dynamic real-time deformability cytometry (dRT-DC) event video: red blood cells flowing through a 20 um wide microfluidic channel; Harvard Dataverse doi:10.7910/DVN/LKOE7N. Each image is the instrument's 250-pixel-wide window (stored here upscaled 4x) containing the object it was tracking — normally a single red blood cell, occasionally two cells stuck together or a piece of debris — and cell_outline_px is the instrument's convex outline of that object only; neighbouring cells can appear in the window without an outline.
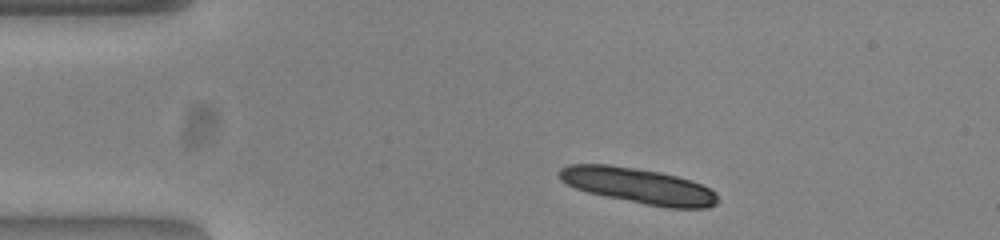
{"species": "common noctule bat (a hibernating species)", "species_latin": "Nyctalus noctula", "temperature_condition": "warm", "stored_images_in_passage": 18, "camera_frame_rate_fps": 3000, "um_per_image_px": 0.085, "animal": {"sex": "female", "body_mass_g": 23.0, "forearm_length_mm": 53.4}, "frame": {"image": 1, "passage_image": 1, "time_ms": 0.0, "image_size_px": [1000, 240], "cell_outline_px": [[720, 200], [716, 204], [708, 208], [668, 208], [644, 204], [588, 192], [576, 188], [560, 180], [560, 168], [568, 164], [608, 164], [636, 168], [660, 172], [676, 176], [700, 184], [716, 192]], "centroid_in_image_um": [54.29, 15.8], "position_along_channel_um": 30.7, "area_um2": 32.66}}
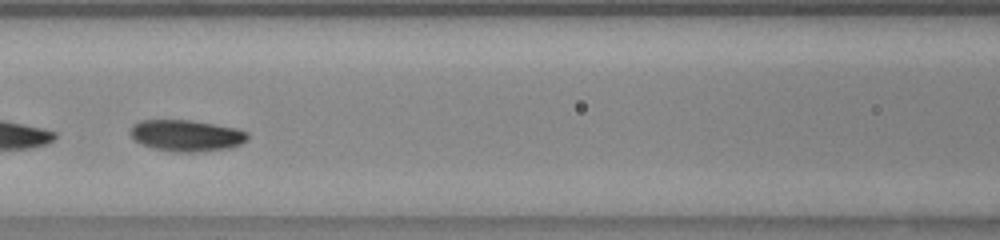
{"frame": {"image": 2, "passage_image": 15, "time_ms": 4.667, "image_size_px": [1000, 240], "cell_outline_px": [[248, 140], [232, 148], [196, 152], [172, 152], [152, 148], [136, 140], [128, 132], [132, 124], [140, 120], [188, 120], [236, 128], [248, 132]], "centroid_in_image_um": [15.84, 11.53], "position_along_channel_um": 150.8, "area_um2": 21.56}}